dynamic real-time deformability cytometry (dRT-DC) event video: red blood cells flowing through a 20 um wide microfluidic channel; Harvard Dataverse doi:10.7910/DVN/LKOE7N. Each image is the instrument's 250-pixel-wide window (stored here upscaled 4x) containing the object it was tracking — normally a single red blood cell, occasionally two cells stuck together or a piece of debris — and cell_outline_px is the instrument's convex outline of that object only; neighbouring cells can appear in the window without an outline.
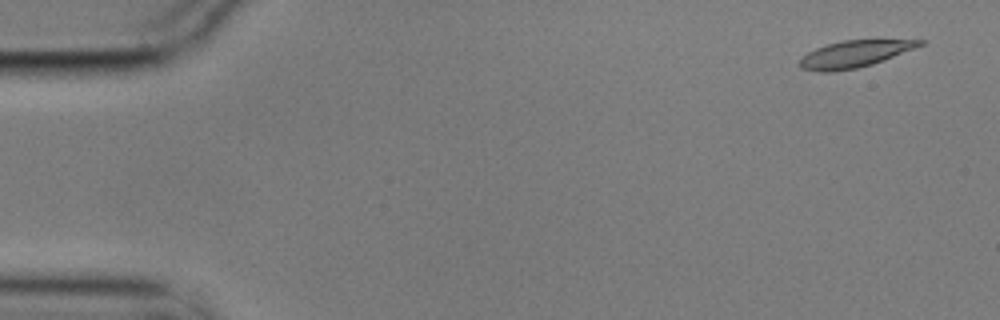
{"species": "common noctule bat (a hibernating species)", "species_latin": "Nyctalus noctula", "temperature_condition": "cold", "stored_images_in_passage": 55, "camera_frame_rate_fps": 3000, "um_per_image_px": 0.085, "animal": {"sex": "male", "body_mass_g": 17.9}, "frame": {"image": 1, "passage_image": 1, "time_ms": 0.0, "image_size_px": [1000, 320], "cell_outline_px": [[928, 40], [924, 44], [872, 64], [856, 68], [832, 72], [820, 72], [800, 68], [800, 60], [808, 52], [816, 48], [828, 44], [844, 40]], "centroid_in_image_um": [72.61, 4.59], "position_along_channel_um": 12.4, "area_um2": 18.38}}
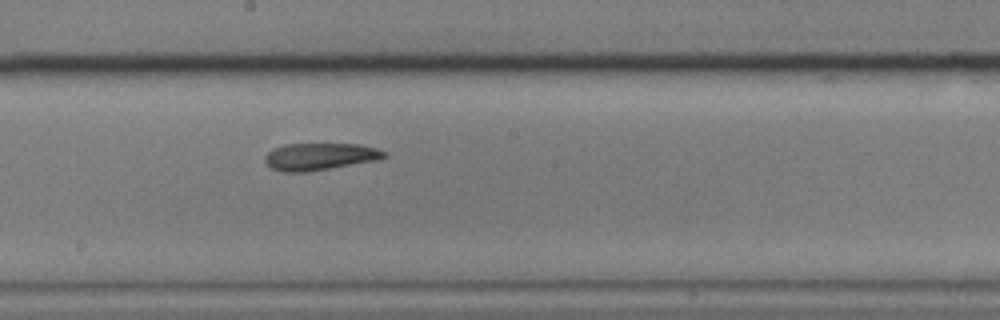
{"frame": {"image": 2, "passage_image": 29, "time_ms": 9.333, "image_size_px": [1000, 320], "cell_outline_px": [[388, 156], [376, 160], [308, 172], [280, 172], [272, 168], [264, 160], [264, 156], [268, 152], [284, 144], [356, 144], [376, 148], [384, 152]], "centroid_in_image_um": [27.15, 13.31], "position_along_channel_um": 221.0, "area_um2": 18.67}}
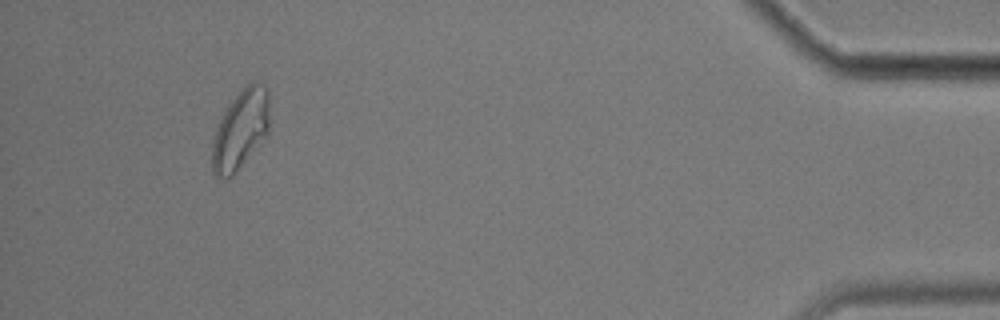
{"frame": {"image": 3, "passage_image": 51, "time_ms": 16.667, "image_size_px": [1000, 320], "cell_outline_px": [[268, 132], [232, 176], [228, 180], [220, 180], [212, 172], [212, 144], [216, 128], [224, 112], [240, 88], [252, 80], [256, 80], [264, 84], [268, 88]], "centroid_in_image_um": [20.42, 10.99], "position_along_channel_um": 414.8, "area_um2": 26.53}, "authors_computed_cell_mechanics": {"area_um2": 19.652, "velocity_mm_per_s": 3.5216, "shape_relaxation_time_tau1_ms": null, "shape_relaxation_time_tau2_ms": 4.752, "deformation_change_tau1": null, "deformation_change_tau2": 0.1276}}